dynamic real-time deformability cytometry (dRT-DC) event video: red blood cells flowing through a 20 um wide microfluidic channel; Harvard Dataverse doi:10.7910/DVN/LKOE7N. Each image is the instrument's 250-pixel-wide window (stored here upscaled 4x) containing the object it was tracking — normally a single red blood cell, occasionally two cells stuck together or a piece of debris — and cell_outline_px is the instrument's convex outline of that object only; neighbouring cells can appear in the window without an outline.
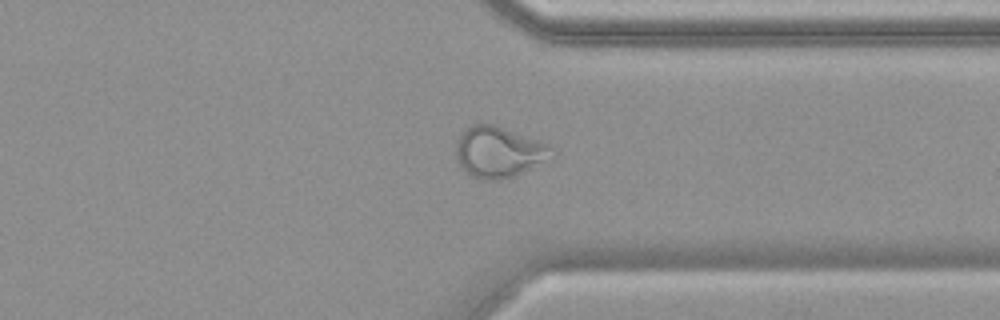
{"species": "common noctule bat (a hibernating species)", "species_latin": "Nyctalus noctula", "temperature_condition": "warm", "stored_images_in_passage": 54, "camera_frame_rate_fps": 3000, "um_per_image_px": 0.085, "animal": {"sex": "female", "body_mass_g": 19.9}, "frame": {"image": 1, "passage_image": 42, "time_ms": 13.667, "image_size_px": [1000, 320], "cell_outline_px": [[556, 156], [508, 180], [480, 180], [472, 176], [460, 164], [456, 156], [456, 144], [460, 136], [472, 124], [496, 124], [536, 140], [552, 148]], "centroid_in_image_um": [42.42, 12.95], "position_along_channel_um": 369.0, "area_um2": 28.32}}
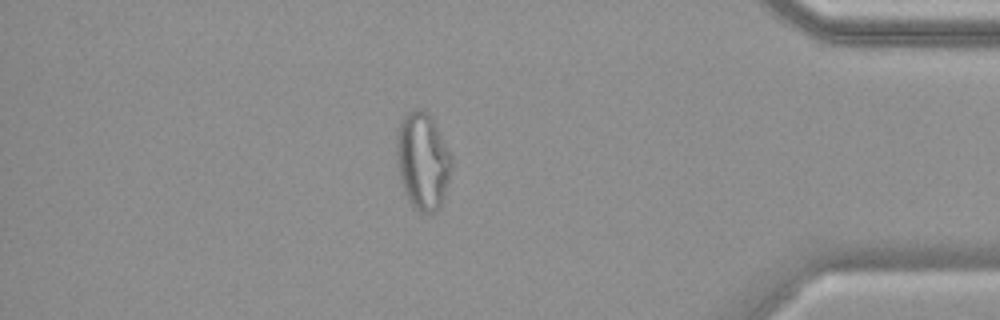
{"frame": {"image": 2, "passage_image": 47, "time_ms": 15.333, "image_size_px": [1000, 320], "cell_outline_px": [[452, 168], [444, 196], [440, 208], [436, 212], [428, 216], [420, 212], [408, 200], [404, 192], [400, 180], [396, 164], [396, 136], [400, 120], [408, 112], [416, 108], [420, 108], [428, 112], [432, 116], [452, 156]], "centroid_in_image_um": [35.92, 13.69], "position_along_channel_um": 399.3, "area_um2": 31.85}}